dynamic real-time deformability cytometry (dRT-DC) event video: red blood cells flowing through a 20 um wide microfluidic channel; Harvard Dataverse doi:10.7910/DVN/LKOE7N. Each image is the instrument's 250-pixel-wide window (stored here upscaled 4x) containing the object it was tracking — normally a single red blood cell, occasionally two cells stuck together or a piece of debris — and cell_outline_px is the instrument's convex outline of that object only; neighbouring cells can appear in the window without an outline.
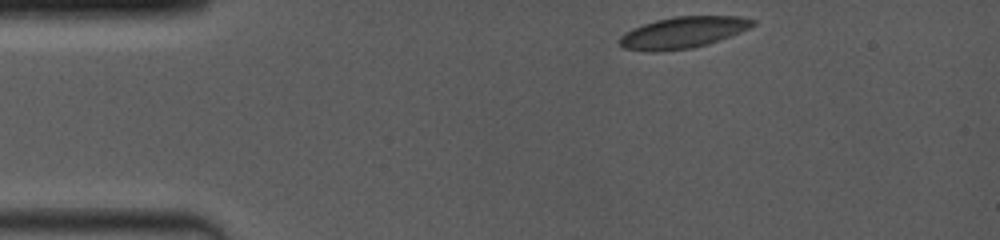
{"species": "common noctule bat (a hibernating species)", "species_latin": "Nyctalus noctula", "temperature_condition": "room temperature", "stored_images_in_passage": 25, "camera_frame_rate_fps": 4000, "um_per_image_px": 0.085, "animal": {"sex": "female", "body_mass_g": 19.0, "forearm_length_mm": 53.3}, "frame": {"image": 1, "passage_image": 1, "time_ms": 0.0, "image_size_px": [1000, 240], "cell_outline_px": [[756, 24], [740, 32], [708, 44], [692, 48], [656, 52], [648, 52], [624, 48], [620, 44], [620, 36], [624, 32], [632, 28], [656, 20], [672, 16], [740, 16], [756, 20]], "centroid_in_image_um": [58.04, 2.76], "position_along_channel_um": 27.0, "area_um2": 24.45}}
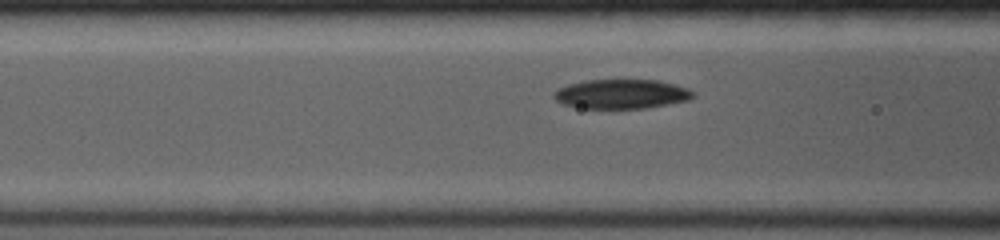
{"frame": {"image": 2, "passage_image": 15, "time_ms": 3.75, "image_size_px": [1000, 240], "cell_outline_px": [[696, 96], [688, 100], [668, 104], [644, 108], [584, 108], [564, 104], [556, 100], [552, 96], [552, 92], [556, 88], [568, 84], [584, 80], [656, 80], [676, 84], [688, 88]], "centroid_in_image_um": [52.8, 7.98], "position_along_channel_um": 113.8, "area_um2": 23.87}}
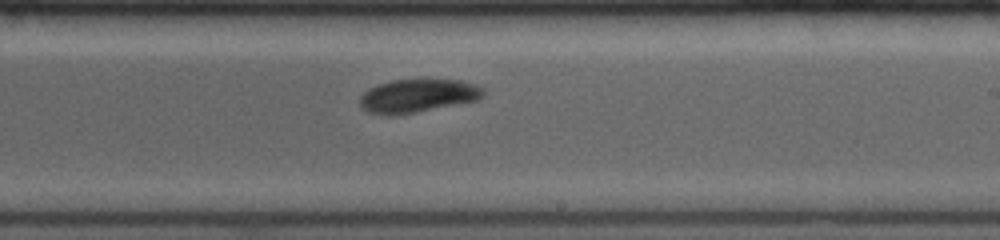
{"frame": {"image": 3, "passage_image": 25, "time_ms": 7.25, "image_size_px": [1000, 240], "cell_outline_px": [[484, 96], [476, 100], [416, 112], [388, 116], [368, 112], [360, 104], [360, 96], [368, 88], [376, 84], [392, 80], [424, 76], [460, 80], [484, 88]], "centroid_in_image_um": [35.49, 8.08], "position_along_channel_um": 253.5, "area_um2": 24.74}}